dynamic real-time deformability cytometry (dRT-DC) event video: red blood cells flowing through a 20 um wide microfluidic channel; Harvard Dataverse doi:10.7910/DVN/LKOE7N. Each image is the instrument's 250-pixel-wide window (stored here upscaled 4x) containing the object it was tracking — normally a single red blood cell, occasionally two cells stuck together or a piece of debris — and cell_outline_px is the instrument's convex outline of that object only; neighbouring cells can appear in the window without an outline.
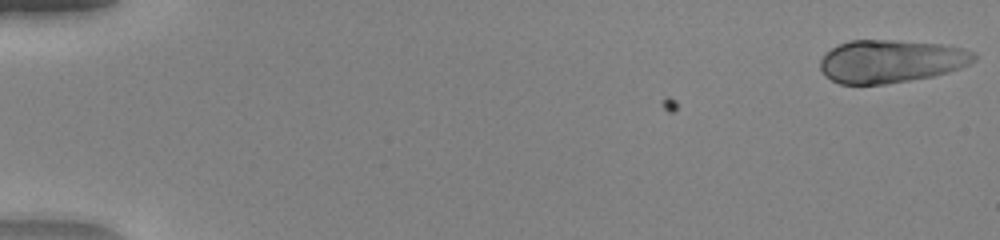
{"species": "human", "species_latin": "Homo sapiens", "temperature_condition": "warm", "stored_images_in_passage": 51, "camera_frame_rate_fps": 3000, "um_per_image_px": 0.085, "donor": {"sex": "female"}, "frame": {"image": 1, "passage_image": 1, "time_ms": 0.0, "image_size_px": [1000, 240], "cell_outline_px": [[976, 56], [972, 60], [948, 72], [932, 76], [884, 84], [840, 84], [832, 80], [820, 68], [820, 60], [832, 48], [840, 44], [852, 40], [880, 40], [936, 44], [960, 48]], "centroid_in_image_um": [75.63, 5.22], "position_along_channel_um": 9.4, "area_um2": 37.22}}
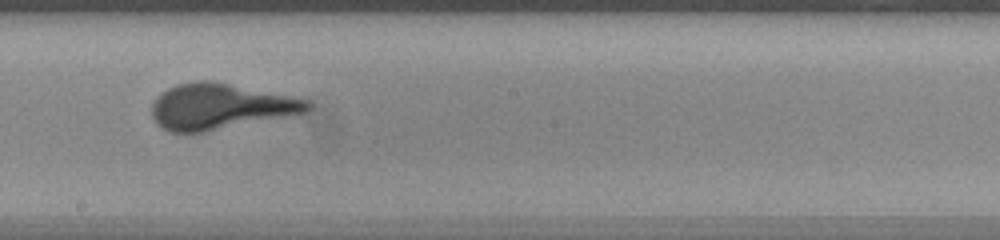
{"frame": {"image": 2, "passage_image": 30, "time_ms": 9.667, "image_size_px": [1000, 240], "cell_outline_px": [[312, 108], [308, 112], [296, 116], [204, 132], [168, 132], [160, 128], [156, 124], [152, 116], [152, 104], [156, 96], [160, 92], [176, 84], [200, 80], [208, 80], [308, 100], [312, 104]], "centroid_in_image_um": [18.72, 9.08], "position_along_channel_um": 229.5, "area_um2": 41.85}}
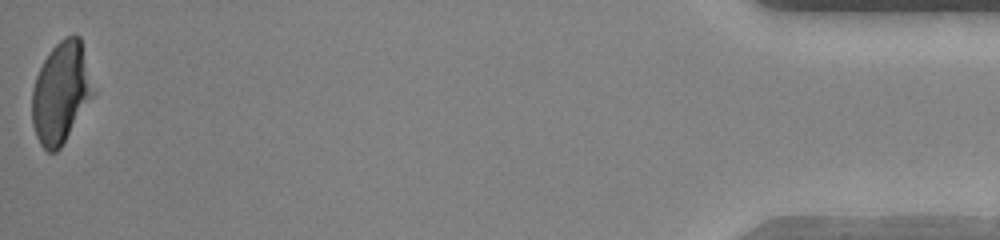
{"frame": {"image": 3, "passage_image": 51, "time_ms": 16.667, "image_size_px": [1000, 240], "cell_outline_px": [[88, 96], [60, 148], [56, 152], [48, 152], [40, 144], [36, 136], [32, 124], [32, 88], [36, 76], [44, 60], [52, 48], [60, 40], [68, 36], [80, 36], [88, 92]], "centroid_in_image_um": [5.01, 7.91], "position_along_channel_um": 430.2, "area_um2": 33.18}}